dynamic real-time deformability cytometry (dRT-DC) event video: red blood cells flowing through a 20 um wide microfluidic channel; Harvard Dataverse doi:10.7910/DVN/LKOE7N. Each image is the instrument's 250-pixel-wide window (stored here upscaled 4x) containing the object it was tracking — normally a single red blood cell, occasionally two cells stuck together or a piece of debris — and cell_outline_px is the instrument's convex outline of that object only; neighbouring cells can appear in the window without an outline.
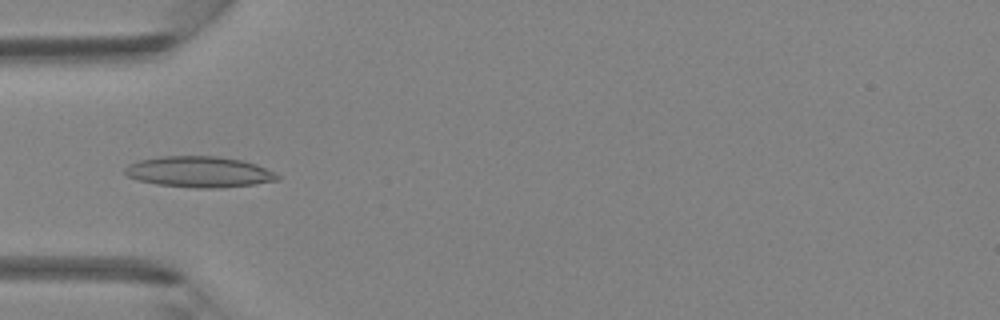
{"species": "Egyptian fruit bat (a non-hibernating species)", "species_latin": "Rousettus aegyptiacus", "temperature_condition": "room temperature", "stored_images_in_passage": 6, "camera_frame_rate_fps": 3000, "um_per_image_px": 0.085, "animal": {"sex": "female"}, "frame": {"image": 1, "passage_image": 4, "time_ms": 1.0, "image_size_px": [1000, 320], "cell_outline_px": [[280, 180], [256, 184], [220, 188], [200, 188], [156, 184], [136, 180], [128, 176], [124, 172], [124, 168], [128, 164], [140, 160], [160, 156], [220, 156], [244, 160], [256, 164], [280, 176]], "centroid_in_image_um": [16.93, 14.61], "position_along_channel_um": 68.1, "area_um2": 27.63}}
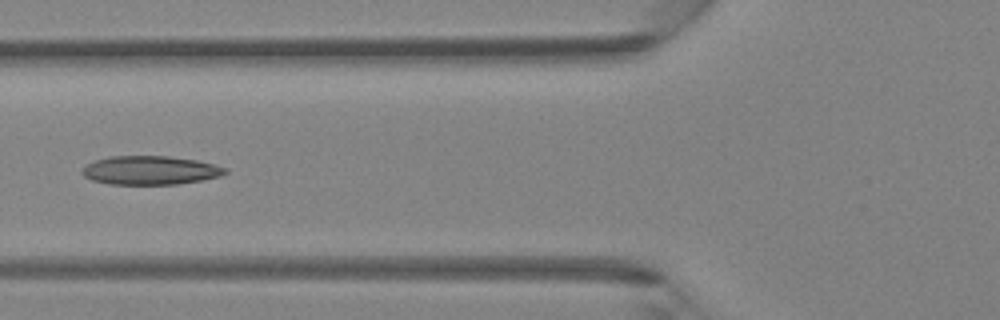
{"frame": {"image": 2, "passage_image": 5, "time_ms": 1.333, "image_size_px": [1000, 320], "cell_outline_px": [[228, 172], [220, 176], [200, 180], [176, 184], [108, 184], [92, 180], [84, 176], [80, 172], [88, 164], [96, 160], [108, 156], [168, 156], [196, 160], [228, 168]], "centroid_in_image_um": [12.76, 14.47], "position_along_channel_um": 113.0, "area_um2": 23.81}}
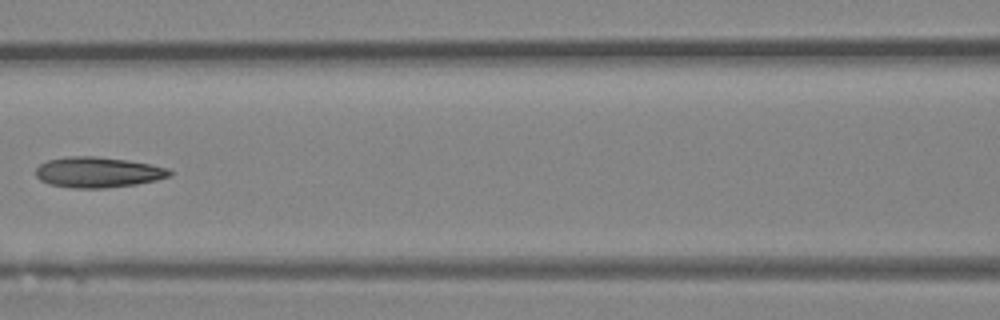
{"frame": {"image": 3, "passage_image": 6, "time_ms": 1.667, "image_size_px": [1000, 320], "cell_outline_px": [[172, 176], [156, 180], [136, 184], [104, 188], [72, 188], [48, 184], [40, 180], [36, 176], [36, 168], [40, 164], [48, 160], [64, 156], [96, 156], [128, 160], [152, 164], [168, 168], [172, 172]], "centroid_in_image_um": [8.32, 14.63], "position_along_channel_um": 158.3, "area_um2": 24.04}}